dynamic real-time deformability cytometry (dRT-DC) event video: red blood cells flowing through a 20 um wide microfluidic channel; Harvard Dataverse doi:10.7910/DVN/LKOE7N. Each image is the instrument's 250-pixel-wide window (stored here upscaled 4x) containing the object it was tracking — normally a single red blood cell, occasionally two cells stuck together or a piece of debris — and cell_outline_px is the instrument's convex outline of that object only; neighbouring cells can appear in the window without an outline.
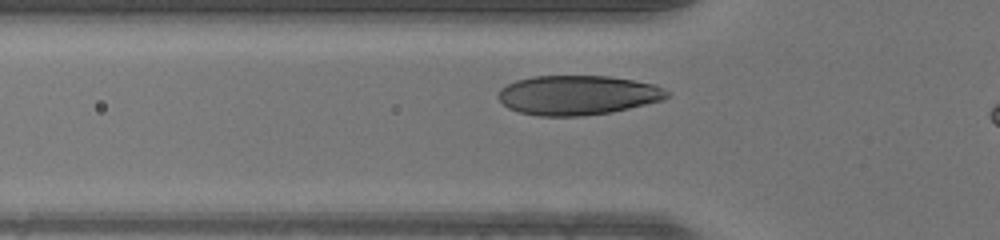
{"species": "human", "species_latin": "Homo sapiens", "temperature_condition": "warm", "stored_images_in_passage": 35, "camera_frame_rate_fps": 3000, "um_per_image_px": 0.085, "donor": {"sex": "male"}, "frame": {"image": 1, "passage_image": 10, "time_ms": 3.0, "image_size_px": [1000, 240], "cell_outline_px": [[672, 92], [664, 100], [612, 112], [584, 116], [536, 116], [516, 112], [508, 108], [496, 96], [500, 88], [516, 80], [532, 76], [608, 76], [656, 84]], "centroid_in_image_um": [49.1, 8.09], "position_along_channel_um": 76.7, "area_um2": 39.3}}
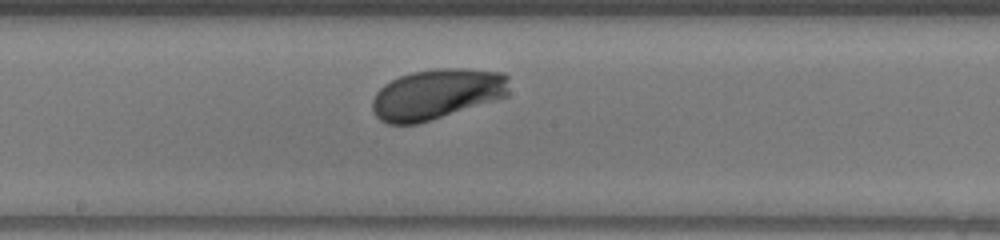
{"frame": {"image": 2, "passage_image": 20, "time_ms": 6.333, "image_size_px": [1000, 240], "cell_outline_px": [[508, 96], [432, 120], [416, 124], [388, 124], [380, 120], [376, 116], [372, 108], [372, 100], [376, 92], [384, 84], [400, 76], [412, 72], [436, 68], [464, 68], [504, 72], [508, 76]], "centroid_in_image_um": [37.13, 7.99], "position_along_channel_um": 211.1, "area_um2": 40.4}}
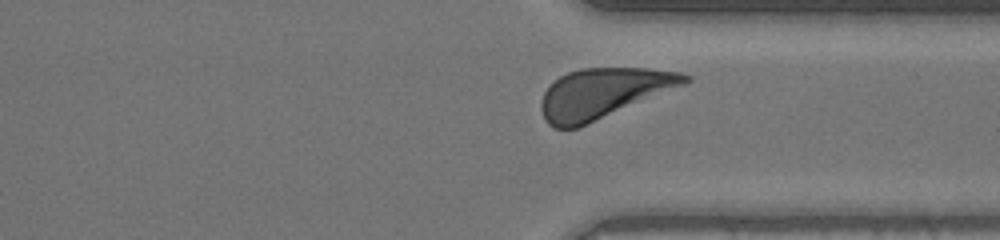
{"frame": {"image": 3, "passage_image": 31, "time_ms": 10.0, "image_size_px": [1000, 240], "cell_outline_px": [[692, 80], [684, 84], [576, 128], [552, 128], [544, 120], [540, 108], [540, 104], [544, 92], [560, 76], [568, 72], [580, 68], [648, 68], [680, 72], [692, 76]], "centroid_in_image_um": [51.24, 7.91], "position_along_channel_um": 360.2, "area_um2": 41.21}}